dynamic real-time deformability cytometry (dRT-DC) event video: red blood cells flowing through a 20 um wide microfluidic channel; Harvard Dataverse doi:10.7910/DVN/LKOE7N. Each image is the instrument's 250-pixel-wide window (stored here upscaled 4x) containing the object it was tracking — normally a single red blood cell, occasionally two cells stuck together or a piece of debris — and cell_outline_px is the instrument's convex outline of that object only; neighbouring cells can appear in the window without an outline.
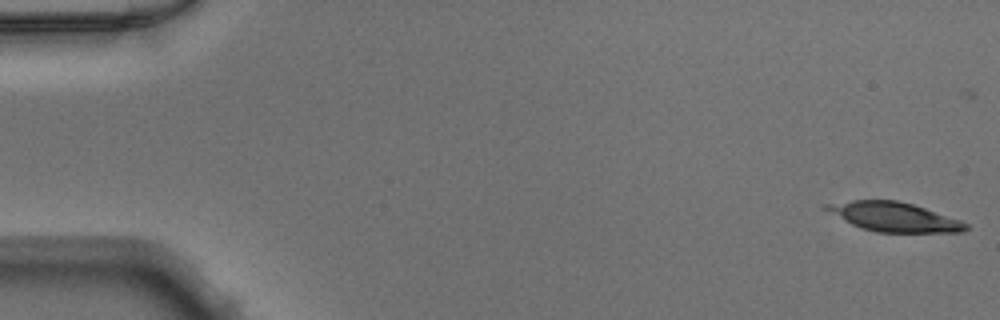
{"species": "Egyptian fruit bat (a non-hibernating species)", "species_latin": "Rousettus aegyptiacus", "temperature_condition": "warm", "stored_images_in_passage": 9, "camera_frame_rate_fps": 3000, "um_per_image_px": 0.085, "animal": {"sex": "male"}, "frame": {"image": 1, "passage_image": 1, "time_ms": 0.0, "image_size_px": [1000, 320], "cell_outline_px": [[968, 228], [964, 232], [876, 232], [852, 224], [820, 208], [824, 204], [852, 200], [896, 200], [912, 204], [960, 220], [968, 224]], "centroid_in_image_um": [75.96, 18.43], "position_along_channel_um": 9.0, "area_um2": 23.52}}